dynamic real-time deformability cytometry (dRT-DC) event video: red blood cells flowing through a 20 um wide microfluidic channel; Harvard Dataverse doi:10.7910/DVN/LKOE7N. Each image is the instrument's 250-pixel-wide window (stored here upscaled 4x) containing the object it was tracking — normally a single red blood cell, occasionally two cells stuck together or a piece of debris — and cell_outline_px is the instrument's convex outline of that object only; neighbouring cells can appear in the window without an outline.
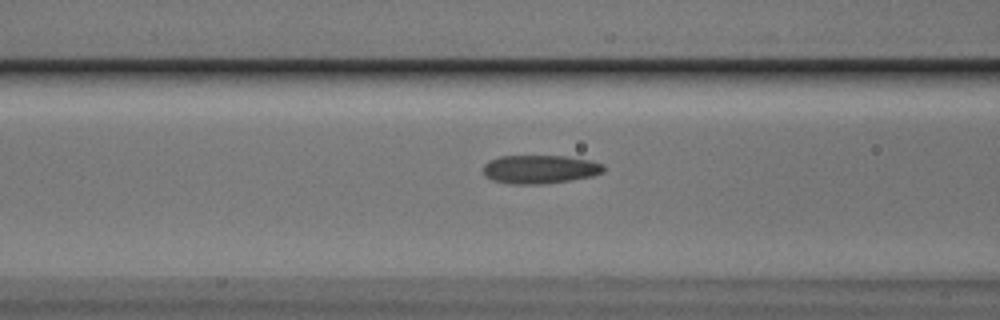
{"species": "Egyptian fruit bat (a non-hibernating species)", "species_latin": "Rousettus aegyptiacus", "temperature_condition": "cold", "stored_images_in_passage": 40, "camera_frame_rate_fps": 3000, "um_per_image_px": 0.085, "animal": {"sex": "male"}, "frame": {"image": 1, "passage_image": 10, "time_ms": 3.0, "image_size_px": [1000, 320], "cell_outline_px": [[604, 172], [592, 176], [572, 180], [544, 184], [512, 184], [492, 180], [484, 172], [484, 164], [488, 160], [500, 156], [568, 156], [588, 160], [604, 164]], "centroid_in_image_um": [45.91, 14.39], "position_along_channel_um": 120.7, "area_um2": 20.06}}
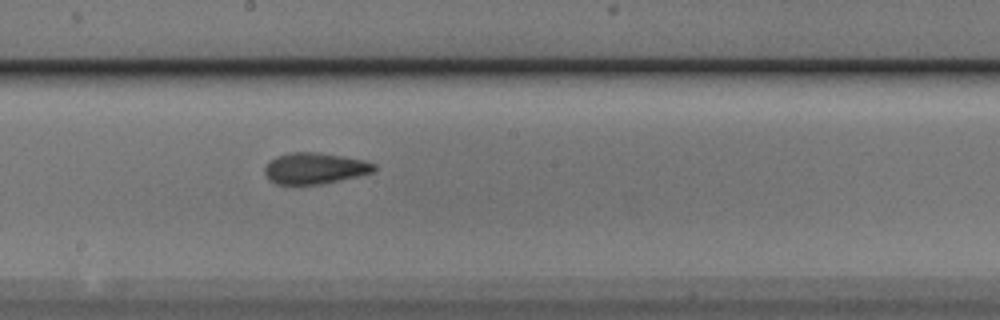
{"frame": {"image": 2, "passage_image": 18, "time_ms": 5.667, "image_size_px": [1000, 320], "cell_outline_px": [[376, 168], [372, 172], [356, 176], [320, 184], [276, 184], [268, 180], [264, 172], [264, 168], [268, 160], [276, 156], [288, 152], [320, 152], [364, 160], [376, 164]], "centroid_in_image_um": [26.69, 14.29], "position_along_channel_um": 221.5, "area_um2": 19.94}}
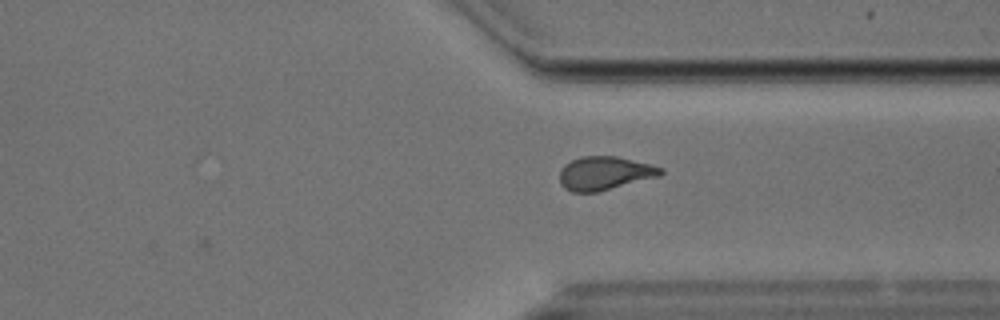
{"frame": {"image": 3, "passage_image": 29, "time_ms": 9.333, "image_size_px": [1000, 320], "cell_outline_px": [[664, 172], [660, 176], [596, 192], [572, 192], [564, 188], [560, 184], [560, 168], [564, 164], [580, 156], [616, 156], [652, 164], [664, 168]], "centroid_in_image_um": [51.4, 14.71], "position_along_channel_um": 360.0, "area_um2": 19.88}}